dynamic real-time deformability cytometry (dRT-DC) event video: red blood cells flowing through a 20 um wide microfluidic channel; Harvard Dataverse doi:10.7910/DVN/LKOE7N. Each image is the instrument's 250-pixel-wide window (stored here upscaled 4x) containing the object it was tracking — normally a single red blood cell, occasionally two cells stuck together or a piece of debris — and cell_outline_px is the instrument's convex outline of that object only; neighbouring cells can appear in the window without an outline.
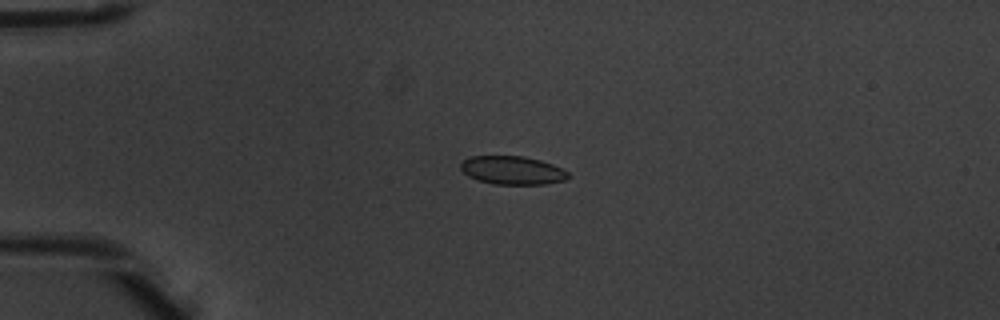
{"species": "common noctule bat (a hibernating species)", "species_latin": "Nyctalus noctula", "temperature_condition": "warm", "stored_images_in_passage": 5, "camera_frame_rate_fps": 3000, "um_per_image_px": 0.085, "animal": {"sex": "male", "body_mass_g": 20.1, "forearm_length_mm": 53.5}, "frame": {"image": 1, "passage_image": 3, "time_ms": 0.667, "image_size_px": [1000, 320], "cell_outline_px": [[572, 176], [564, 180], [544, 184], [492, 184], [468, 176], [460, 168], [460, 164], [468, 156], [524, 156], [540, 160], [552, 164], [568, 172]], "centroid_in_image_um": [43.55, 14.47], "position_along_channel_um": 41.4, "area_um2": 17.74}}